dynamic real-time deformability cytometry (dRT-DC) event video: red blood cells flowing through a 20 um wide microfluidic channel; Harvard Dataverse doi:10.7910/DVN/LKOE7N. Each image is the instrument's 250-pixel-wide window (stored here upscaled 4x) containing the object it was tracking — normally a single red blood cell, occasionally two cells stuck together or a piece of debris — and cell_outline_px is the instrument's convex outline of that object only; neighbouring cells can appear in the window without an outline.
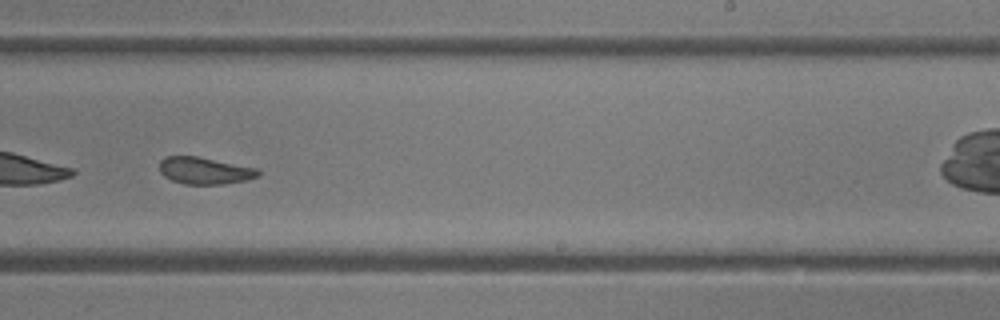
{"species": "common noctule bat (a hibernating species)", "species_latin": "Nyctalus noctula", "temperature_condition": "room temperature", "stored_images_in_passage": 43, "camera_frame_rate_fps": 3000, "um_per_image_px": 0.085, "animal": {"sex": "female"}, "frame": {"image": 1, "passage_image": 25, "time_ms": 8.0, "image_size_px": [1000, 320], "cell_outline_px": [[260, 176], [244, 180], [224, 184], [184, 184], [172, 180], [164, 176], [160, 172], [160, 160], [164, 156], [196, 156], [260, 168]], "centroid_in_image_um": [17.42, 14.5], "position_along_channel_um": 271.6, "area_um2": 15.61}}
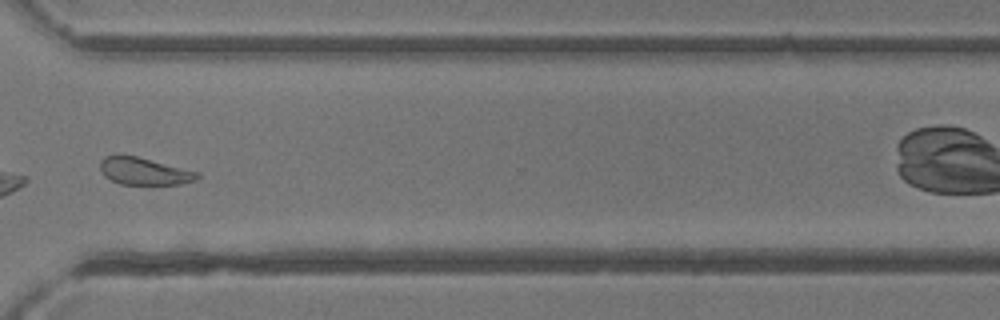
{"frame": {"image": 2, "passage_image": 31, "time_ms": 10.0, "image_size_px": [1000, 320], "cell_outline_px": [[200, 176], [196, 180], [180, 184], [120, 184], [104, 176], [100, 168], [100, 160], [104, 156], [120, 152], [200, 172]], "centroid_in_image_um": [12.21, 14.52], "position_along_channel_um": 358.4, "area_um2": 15.72}, "authors_computed_cell_mechanics": {"area_um2": 17.051, "velocity_mm_per_s": 4.333, "shape_relaxation_time_tau1_ms": 8.4024, "shape_relaxation_time_tau2_ms": 2.1813, "deformation_change_tau1": 0.1592, "deformation_change_tau2": 0.0835}}